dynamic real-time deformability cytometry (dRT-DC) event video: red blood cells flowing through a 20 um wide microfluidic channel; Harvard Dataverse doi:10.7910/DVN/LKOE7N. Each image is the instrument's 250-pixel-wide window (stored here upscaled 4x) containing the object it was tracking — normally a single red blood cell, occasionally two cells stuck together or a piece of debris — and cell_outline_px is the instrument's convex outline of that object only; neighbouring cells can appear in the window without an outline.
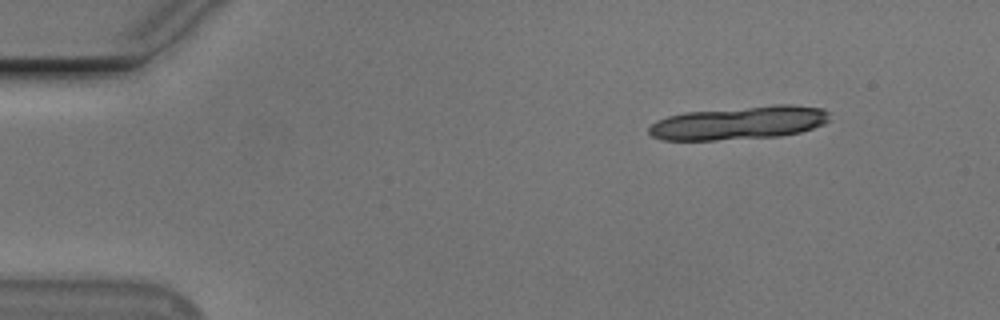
{"species": "Egyptian fruit bat (a non-hibernating species)", "species_latin": "Rousettus aegyptiacus", "temperature_condition": "cold", "stored_images_in_passage": 15, "segment_of_instrument_passage": [1, 2], "camera_frame_rate_fps": 3000, "um_per_image_px": 0.085, "animal": {"sex": "male"}, "frame": {"image": 1, "passage_image": 1, "time_ms": 0.0, "image_size_px": [1000, 320], "cell_outline_px": [[828, 120], [824, 124], [800, 132], [780, 136], [716, 140], [660, 140], [652, 136], [648, 132], [648, 128], [656, 120], [668, 116], [688, 112], [776, 104], [788, 104], [824, 108], [828, 112]], "centroid_in_image_um": [62.82, 10.44], "position_along_channel_um": 22.2, "area_um2": 35.08}}